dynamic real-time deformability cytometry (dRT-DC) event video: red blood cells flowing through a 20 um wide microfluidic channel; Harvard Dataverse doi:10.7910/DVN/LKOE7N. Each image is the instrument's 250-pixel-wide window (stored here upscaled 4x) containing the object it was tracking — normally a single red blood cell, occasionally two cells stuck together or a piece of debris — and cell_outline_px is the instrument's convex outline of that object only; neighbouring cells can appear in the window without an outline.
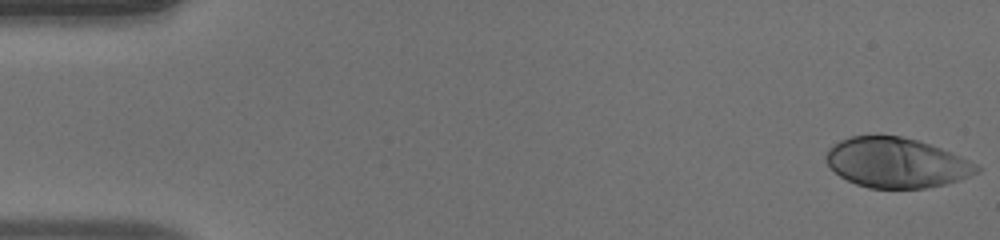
{"species": "human", "species_latin": "Homo sapiens", "temperature_condition": "warm", "stored_images_in_passage": 50, "camera_frame_rate_fps": 3000, "um_per_image_px": 0.085, "donor": {"sex": "male"}, "frame": {"image": 1, "passage_image": 1, "time_ms": 0.0, "image_size_px": [1000, 240], "cell_outline_px": [[980, 172], [944, 184], [924, 188], [868, 188], [856, 184], [840, 176], [824, 160], [824, 156], [828, 148], [840, 140], [852, 136], [900, 136], [916, 140], [940, 148], [968, 160], [976, 164], [980, 168]], "centroid_in_image_um": [76.15, 13.83], "position_along_channel_um": 8.9, "area_um2": 43.35}}
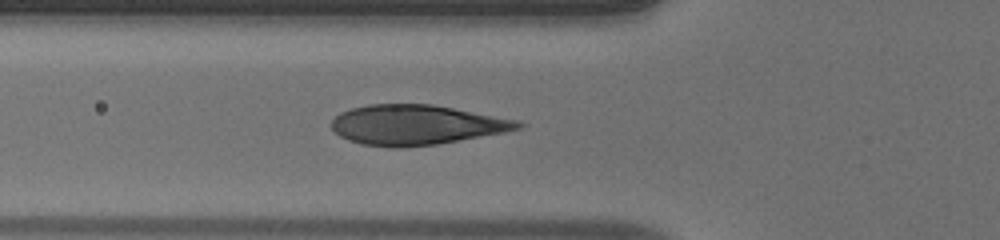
{"frame": {"image": 2, "passage_image": 18, "time_ms": 5.667, "image_size_px": [1000, 240], "cell_outline_px": [[528, 124], [520, 128], [504, 132], [460, 140], [436, 144], [400, 148], [392, 148], [360, 144], [348, 140], [340, 136], [332, 128], [332, 120], [340, 112], [352, 108], [368, 104], [432, 104], [520, 120]], "centroid_in_image_um": [35.4, 10.61], "position_along_channel_um": 90.4, "area_um2": 43.52}}
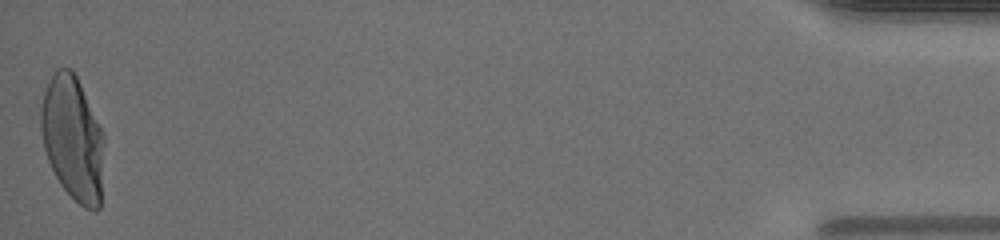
{"frame": {"image": 3, "passage_image": 50, "time_ms": 16.333, "image_size_px": [1000, 240], "cell_outline_px": [[104, 136], [100, 208], [96, 212], [84, 208], [60, 184], [48, 160], [44, 148], [40, 128], [40, 108], [44, 92], [48, 80], [56, 68], [72, 68], [80, 84]], "centroid_in_image_um": [6.16, 11.76], "position_along_channel_um": 429.0, "area_um2": 45.6}, "authors_computed_cell_mechanics": {"area_um2": 43.5812, "velocity_mm_per_s": 4.0572, "shape_relaxation_time_tau1_ms": 4.2205, "shape_relaxation_time_tau2_ms": null, "deformation_change_tau1": 0.2667, "deformation_change_tau2": null}}